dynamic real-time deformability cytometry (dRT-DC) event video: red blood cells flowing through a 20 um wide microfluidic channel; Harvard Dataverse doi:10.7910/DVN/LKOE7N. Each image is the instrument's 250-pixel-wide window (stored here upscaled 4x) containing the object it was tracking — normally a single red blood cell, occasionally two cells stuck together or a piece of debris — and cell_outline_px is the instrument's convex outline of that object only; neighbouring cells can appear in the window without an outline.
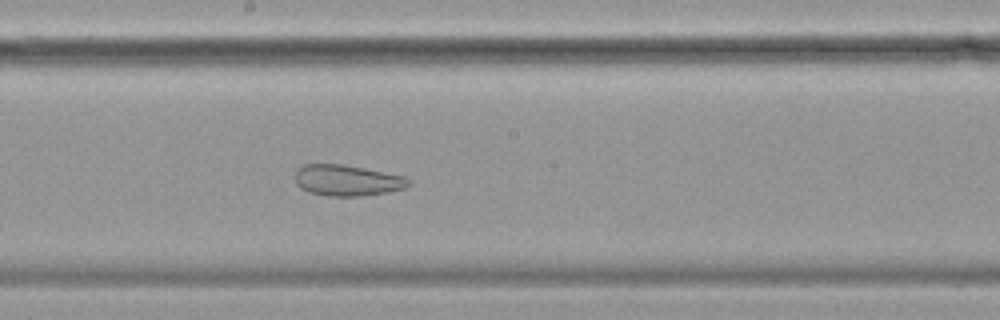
{"species": "common noctule bat (a hibernating species)", "species_latin": "Nyctalus noctula", "temperature_condition": "cold", "stored_images_in_passage": 48, "camera_frame_rate_fps": 3000, "um_per_image_px": 0.085, "animal": {"sex": "female", "body_mass_g": 19.9}, "frame": {"image": 1, "passage_image": 22, "time_ms": 7.0, "image_size_px": [1000, 320], "cell_outline_px": [[412, 184], [404, 188], [388, 192], [360, 196], [328, 196], [308, 192], [300, 188], [296, 184], [296, 168], [304, 164], [340, 164], [364, 168], [404, 176], [412, 180]], "centroid_in_image_um": [29.51, 15.33], "position_along_channel_um": 218.7, "area_um2": 20.63}}
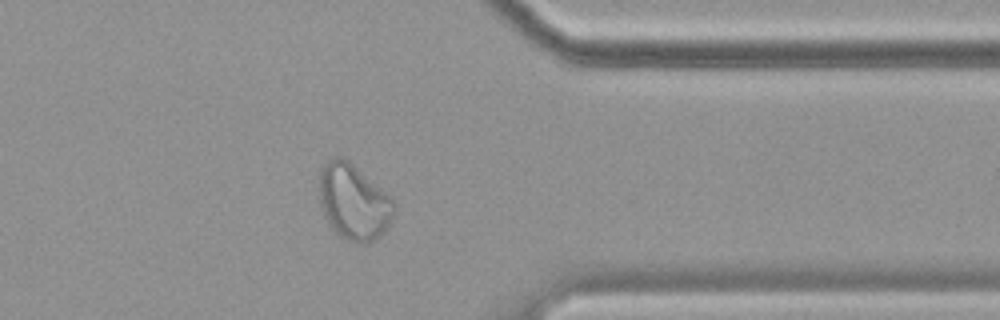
{"frame": {"image": 2, "passage_image": 37, "time_ms": 12.0, "image_size_px": [1000, 320], "cell_outline_px": [[396, 204], [392, 216], [384, 232], [368, 244], [360, 244], [348, 240], [340, 236], [328, 224], [324, 216], [320, 204], [320, 168], [332, 156], [340, 156], [348, 160], [392, 196]], "centroid_in_image_um": [30.06, 17.15], "position_along_channel_um": 381.3, "area_um2": 33.18}, "authors_computed_cell_mechanics": {"area_um2": 28.9578, "velocity_mm_per_s": 3.4431, "shape_relaxation_time_tau1_ms": null, "shape_relaxation_time_tau2_ms": 1.8254, "deformation_change_tau1": null, "deformation_change_tau2": 0.0774}}